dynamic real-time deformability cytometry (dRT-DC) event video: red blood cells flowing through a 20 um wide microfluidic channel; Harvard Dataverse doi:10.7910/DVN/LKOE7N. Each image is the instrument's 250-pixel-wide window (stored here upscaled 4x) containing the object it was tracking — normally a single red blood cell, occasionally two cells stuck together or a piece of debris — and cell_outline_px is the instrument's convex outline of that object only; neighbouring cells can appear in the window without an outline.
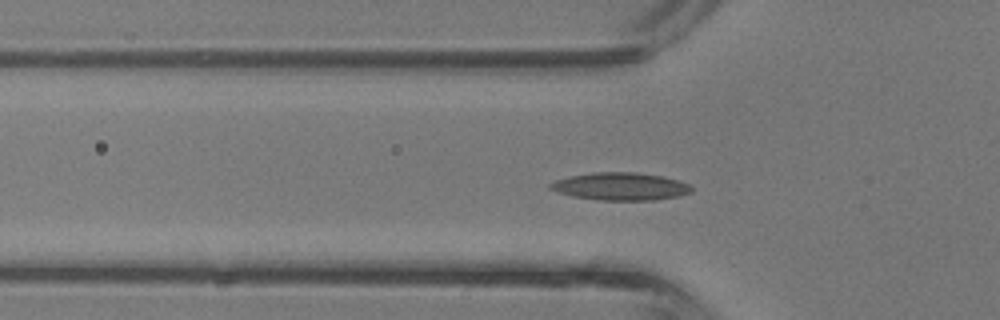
{"species": "common noctule bat (a hibernating species)", "species_latin": "Nyctalus noctula", "temperature_condition": "room temperature", "stored_images_in_passage": 43, "camera_frame_rate_fps": 3000, "um_per_image_px": 0.085, "animal": {"sex": "male", "body_mass_g": 13.3}, "frame": {"image": 1, "passage_image": 13, "time_ms": 4.0, "image_size_px": [1000, 320], "cell_outline_px": [[692, 192], [680, 196], [656, 200], [600, 200], [572, 196], [556, 192], [548, 188], [548, 184], [556, 180], [568, 176], [592, 172], [636, 172], [664, 176], [688, 184], [692, 188]], "centroid_in_image_um": [52.72, 15.84], "position_along_channel_um": 73.1, "area_um2": 22.95}}
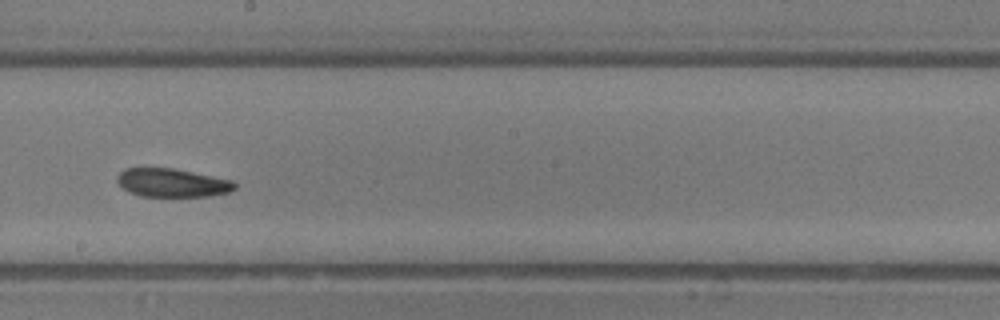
{"frame": {"image": 2, "passage_image": 23, "time_ms": 7.333, "image_size_px": [1000, 320], "cell_outline_px": [[236, 188], [228, 192], [208, 196], [140, 196], [124, 188], [116, 180], [116, 176], [124, 168], [172, 168], [232, 180], [236, 184]], "centroid_in_image_um": [14.63, 15.53], "position_along_channel_um": 233.6, "area_um2": 19.25}}
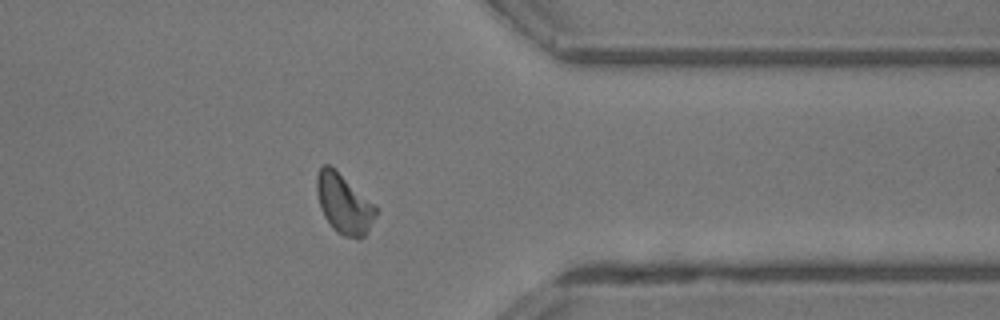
{"frame": {"image": 3, "passage_image": 33, "time_ms": 10.667, "image_size_px": [1000, 320], "cell_outline_px": [[376, 216], [364, 236], [360, 240], [344, 236], [336, 232], [324, 216], [316, 192], [316, 176], [320, 168], [324, 164], [328, 164], [372, 204], [376, 208]], "centroid_in_image_um": [29.2, 17.37], "position_along_channel_um": 382.2, "area_um2": 19.77}, "authors_computed_cell_mechanics": {"area_um2": 20.0566, "velocity_mm_per_s": 4.801, "shape_relaxation_time_tau1_ms": null, "shape_relaxation_time_tau2_ms": 5.846, "deformation_change_tau1": null, "deformation_change_tau2": 0.1694}}